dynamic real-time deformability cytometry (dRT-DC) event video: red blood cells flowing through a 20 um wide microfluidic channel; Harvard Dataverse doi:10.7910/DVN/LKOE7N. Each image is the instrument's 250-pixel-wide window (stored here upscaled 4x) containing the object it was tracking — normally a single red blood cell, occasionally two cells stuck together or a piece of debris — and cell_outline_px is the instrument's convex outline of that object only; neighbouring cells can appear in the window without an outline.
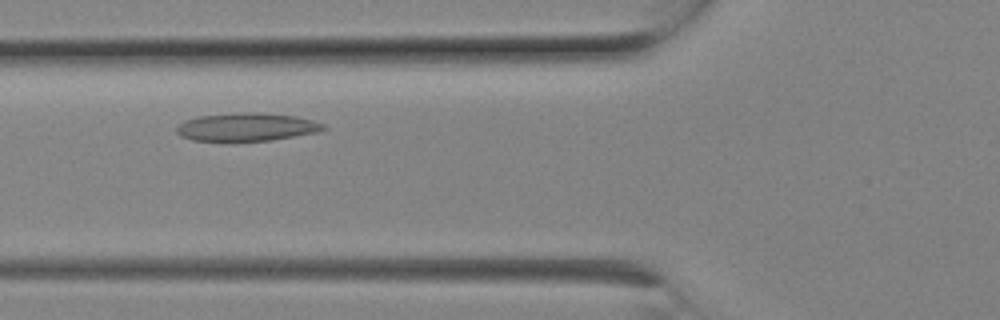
{"species": "Egyptian fruit bat (a non-hibernating species)", "species_latin": "Rousettus aegyptiacus", "temperature_condition": "room temperature", "stored_images_in_passage": 5, "camera_frame_rate_fps": 3000, "um_per_image_px": 0.085, "animal": {"sex": "female"}, "frame": {"image": 1, "passage_image": 4, "time_ms": 1.0, "image_size_px": [1000, 320], "cell_outline_px": [[328, 128], [316, 132], [272, 140], [228, 144], [224, 144], [192, 140], [180, 136], [176, 132], [176, 128], [184, 120], [200, 116], [240, 112], [264, 112], [296, 116], [312, 120], [324, 124]], "centroid_in_image_um": [20.91, 10.83], "position_along_channel_um": 104.9, "area_um2": 25.09}}
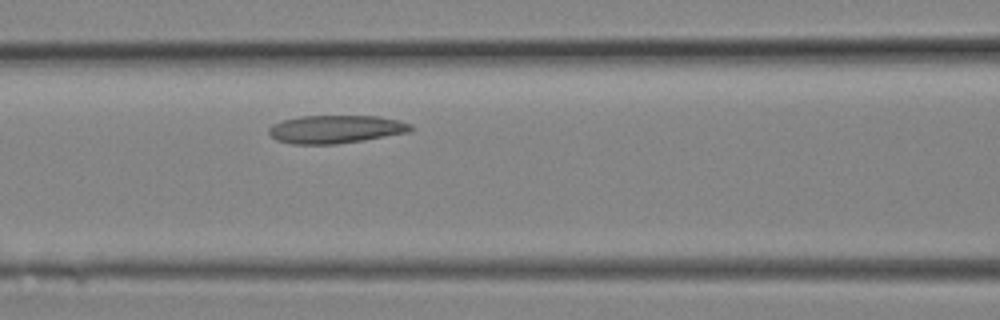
{"frame": {"image": 2, "passage_image": 5, "time_ms": 1.333, "image_size_px": [1000, 320], "cell_outline_px": [[412, 128], [408, 132], [336, 144], [292, 144], [276, 140], [268, 132], [268, 128], [272, 124], [284, 120], [300, 116], [380, 116], [412, 124]], "centroid_in_image_um": [28.48, 10.98], "position_along_channel_um": 138.1, "area_um2": 22.95}}